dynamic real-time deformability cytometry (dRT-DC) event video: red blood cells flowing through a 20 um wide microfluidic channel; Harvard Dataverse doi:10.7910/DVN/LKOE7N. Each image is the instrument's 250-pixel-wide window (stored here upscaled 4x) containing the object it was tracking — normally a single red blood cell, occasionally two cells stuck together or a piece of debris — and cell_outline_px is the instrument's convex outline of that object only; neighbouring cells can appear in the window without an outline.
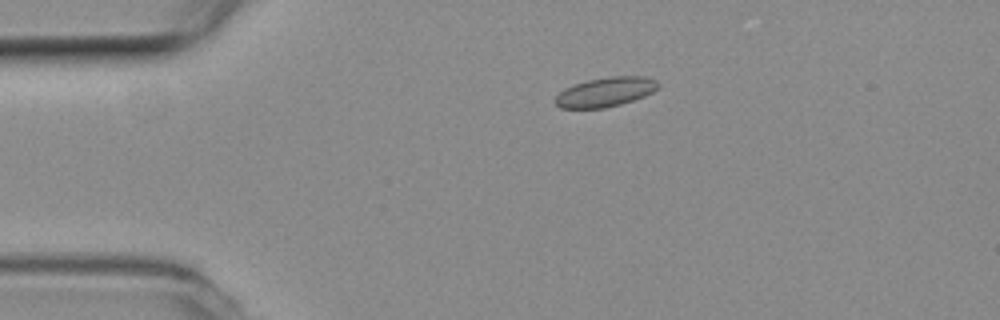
{"species": "common noctule bat (a hibernating species)", "species_latin": "Nyctalus noctula", "temperature_condition": "room temperature", "stored_images_in_passage": 46, "camera_frame_rate_fps": 3000, "um_per_image_px": 0.085, "animal": {"sex": "female", "body_mass_g": 19.3, "forearm_length_mm": 54.1}, "frame": {"image": 1, "passage_image": 3, "time_ms": 0.667, "image_size_px": [1000, 320], "cell_outline_px": [[660, 84], [652, 92], [644, 96], [620, 104], [604, 108], [560, 108], [552, 100], [564, 88], [588, 80], [608, 76], [644, 76], [656, 80]], "centroid_in_image_um": [51.44, 7.81], "position_along_channel_um": 33.6, "area_um2": 17.57}}
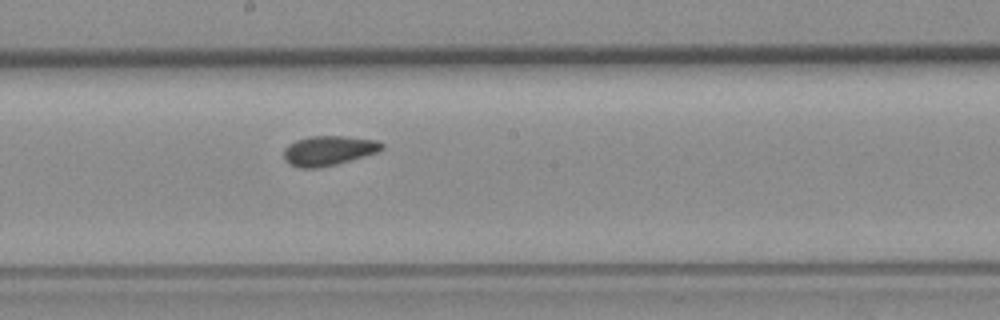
{"frame": {"image": 2, "passage_image": 21, "time_ms": 6.667, "image_size_px": [1000, 320], "cell_outline_px": [[384, 148], [376, 152], [364, 156], [336, 164], [320, 168], [296, 168], [288, 164], [284, 160], [284, 148], [288, 144], [296, 140], [308, 136], [344, 136], [376, 140], [384, 144]], "centroid_in_image_um": [27.88, 12.81], "position_along_channel_um": 220.3, "area_um2": 17.11}}
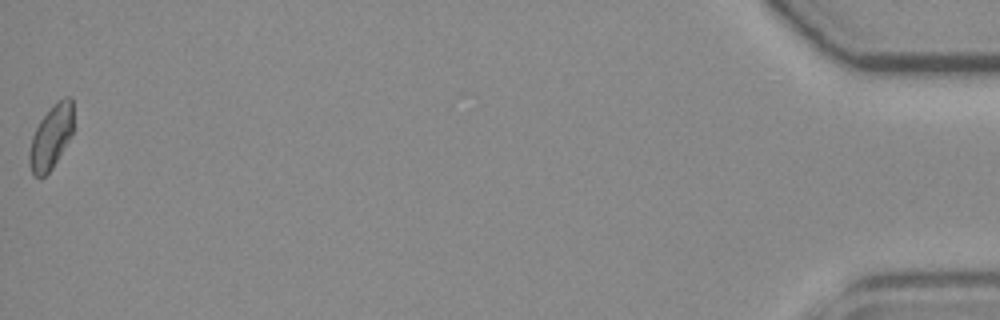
{"frame": {"image": 3, "passage_image": 46, "time_ms": 15.0, "image_size_px": [1000, 320], "cell_outline_px": [[72, 132], [68, 140], [52, 168], [40, 180], [32, 176], [28, 164], [28, 156], [32, 136], [40, 120], [64, 96], [72, 96]], "centroid_in_image_um": [4.3, 11.72], "position_along_channel_um": 430.9, "area_um2": 16.13}, "authors_computed_cell_mechanics": {"area_um2": 16.5886, "velocity_mm_per_s": 3.7991, "shape_relaxation_time_tau1_ms": null, "shape_relaxation_time_tau2_ms": 2.4409, "deformation_change_tau1": null, "deformation_change_tau2": 0.0528}}